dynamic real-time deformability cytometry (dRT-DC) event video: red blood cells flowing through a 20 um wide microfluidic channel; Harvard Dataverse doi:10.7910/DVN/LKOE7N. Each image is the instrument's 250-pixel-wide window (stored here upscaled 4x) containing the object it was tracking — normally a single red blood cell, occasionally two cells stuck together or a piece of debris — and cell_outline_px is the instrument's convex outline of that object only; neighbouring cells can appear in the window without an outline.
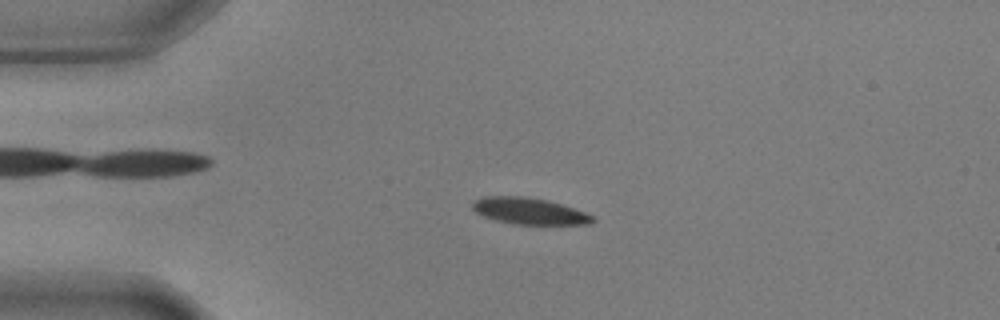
{"species": "common noctule bat (a hibernating species)", "species_latin": "Nyctalus noctula", "temperature_condition": "warm", "stored_images_in_passage": 8, "camera_frame_rate_fps": 3000, "um_per_image_px": 0.085, "animal": {"sex": "male", "body_mass_g": 17.9, "forearm_length_mm": 54.2}, "frame": {"image": 1, "passage_image": 3, "time_ms": 0.667, "image_size_px": [1000, 320], "cell_outline_px": [[596, 220], [592, 224], [512, 224], [496, 220], [484, 216], [476, 212], [472, 208], [472, 200], [480, 196], [528, 196], [548, 200], [584, 212], [592, 216]], "centroid_in_image_um": [44.94, 17.93], "position_along_channel_um": 40.1, "area_um2": 18.61}}
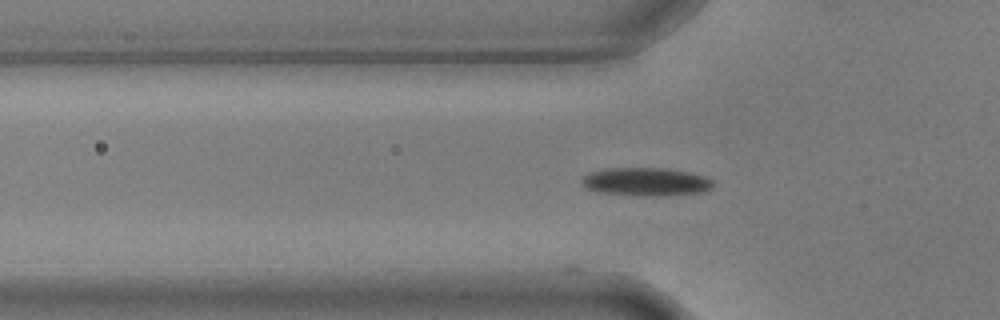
{"frame": {"image": 2, "passage_image": 8, "time_ms": 2.333, "image_size_px": [1000, 320], "cell_outline_px": [[712, 188], [704, 192], [664, 196], [652, 196], [596, 192], [588, 188], [580, 180], [588, 172], [612, 168], [664, 168], [688, 172], [704, 176], [712, 180]], "centroid_in_image_um": [54.92, 15.45], "position_along_channel_um": 70.9, "area_um2": 21.5}}